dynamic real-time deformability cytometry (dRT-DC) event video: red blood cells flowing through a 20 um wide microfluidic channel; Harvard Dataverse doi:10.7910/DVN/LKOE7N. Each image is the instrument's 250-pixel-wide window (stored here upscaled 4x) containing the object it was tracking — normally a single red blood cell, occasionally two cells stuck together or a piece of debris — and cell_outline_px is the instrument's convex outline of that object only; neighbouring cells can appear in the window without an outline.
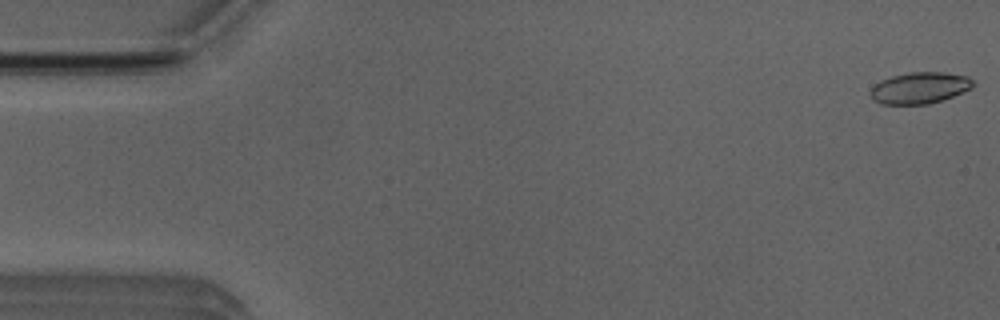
{"species": "Egyptian fruit bat (a non-hibernating species)", "species_latin": "Rousettus aegyptiacus", "temperature_condition": "room temperature", "stored_images_in_passage": 12, "camera_frame_rate_fps": 3000, "um_per_image_px": 0.085, "animal": {"sex": "male"}, "frame": {"image": 1, "passage_image": 1, "time_ms": 0.0, "image_size_px": [1000, 320], "cell_outline_px": [[976, 84], [972, 88], [952, 96], [928, 104], [880, 104], [872, 100], [868, 92], [880, 80], [892, 76], [908, 72], [944, 72], [968, 76]], "centroid_in_image_um": [78.15, 7.47], "position_along_channel_um": 6.8, "area_um2": 18.9}}